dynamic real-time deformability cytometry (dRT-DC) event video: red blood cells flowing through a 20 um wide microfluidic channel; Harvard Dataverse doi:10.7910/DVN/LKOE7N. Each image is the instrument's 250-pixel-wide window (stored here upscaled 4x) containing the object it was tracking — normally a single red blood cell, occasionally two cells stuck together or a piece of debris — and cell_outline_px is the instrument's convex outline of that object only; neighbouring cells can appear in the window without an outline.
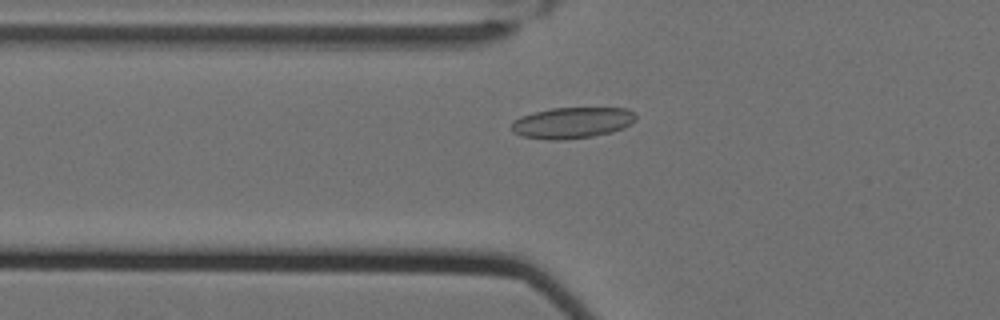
{"species": "Egyptian fruit bat (a non-hibernating species)", "species_latin": "Rousettus aegyptiacus", "temperature_condition": "cold", "stored_images_in_passage": 47, "camera_frame_rate_fps": 3000, "um_per_image_px": 0.085, "animal": {"sex": "female"}, "frame": {"image": 1, "passage_image": 12, "time_ms": 3.667, "image_size_px": [1000, 320], "cell_outline_px": [[636, 120], [632, 124], [612, 132], [592, 136], [564, 140], [548, 140], [520, 136], [512, 132], [512, 120], [520, 116], [552, 108], [628, 108], [636, 112]], "centroid_in_image_um": [48.64, 10.44], "position_along_channel_um": 77.2, "area_um2": 22.77}}
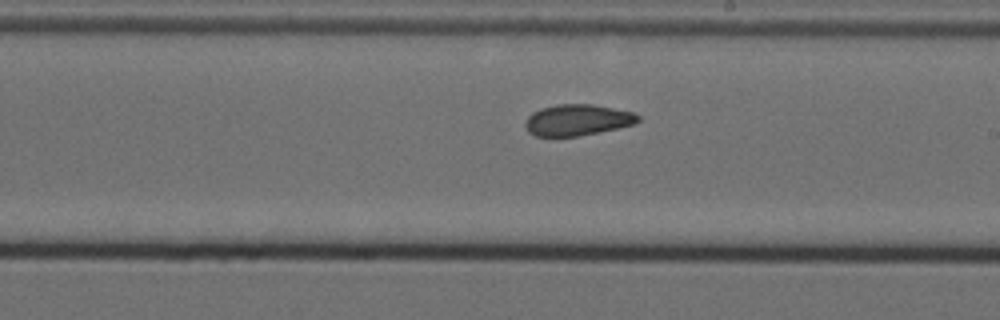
{"frame": {"image": 2, "passage_image": 26, "time_ms": 8.333, "image_size_px": [1000, 320], "cell_outline_px": [[640, 120], [636, 124], [576, 136], [536, 136], [528, 132], [524, 124], [524, 120], [532, 112], [540, 108], [556, 104], [592, 104], [632, 112], [640, 116]], "centroid_in_image_um": [49.04, 10.19], "position_along_channel_um": 240.0, "area_um2": 20.46}}
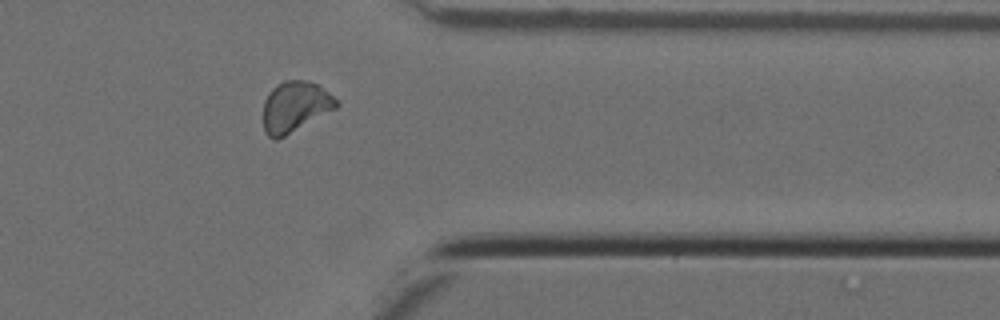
{"frame": {"image": 3, "passage_image": 39, "time_ms": 12.667, "image_size_px": [1000, 320], "cell_outline_px": [[340, 104], [336, 108], [284, 136], [276, 140], [272, 140], [264, 132], [264, 100], [268, 92], [276, 84], [284, 80], [308, 80], [316, 84], [328, 92]], "centroid_in_image_um": [25.04, 9.06], "position_along_channel_um": 386.4, "area_um2": 21.44}}